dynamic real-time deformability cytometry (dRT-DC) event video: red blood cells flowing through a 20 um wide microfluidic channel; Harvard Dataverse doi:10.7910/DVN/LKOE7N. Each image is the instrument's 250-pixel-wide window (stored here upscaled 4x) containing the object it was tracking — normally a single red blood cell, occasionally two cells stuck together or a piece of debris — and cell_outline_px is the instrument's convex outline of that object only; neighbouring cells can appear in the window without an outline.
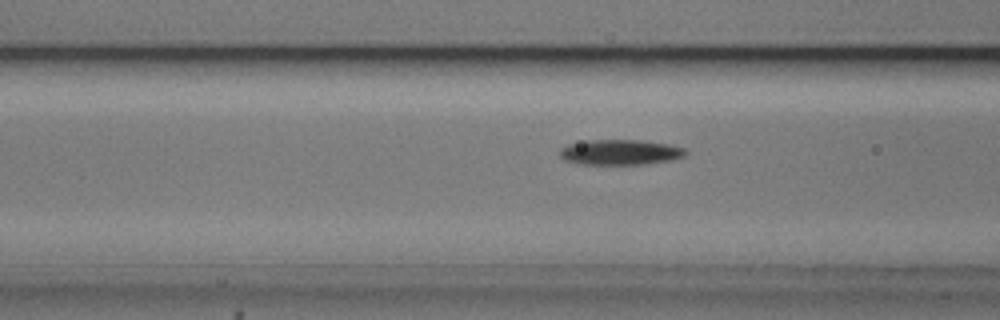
{"species": "common noctule bat (a hibernating species)", "species_latin": "Nyctalus noctula", "temperature_condition": "cold", "stored_images_in_passage": 54, "camera_frame_rate_fps": 3000, "um_per_image_px": 0.085, "animal": {"sex": "male", "body_mass_g": 20.5, "forearm_length_mm": 52.5}, "frame": {"image": 1, "passage_image": 21, "time_ms": 6.667, "image_size_px": [1000, 320], "cell_outline_px": [[688, 152], [684, 156], [668, 160], [640, 164], [580, 164], [564, 160], [560, 156], [560, 148], [568, 144], [588, 140], [640, 140], [668, 144], [684, 148]], "centroid_in_image_um": [52.68, 12.93], "position_along_channel_um": 113.9, "area_um2": 18.38}}
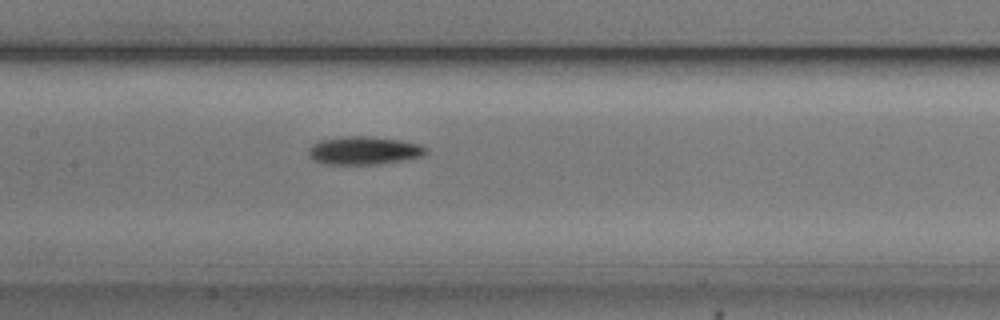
{"frame": {"image": 2, "passage_image": 26, "time_ms": 8.333, "image_size_px": [1000, 320], "cell_outline_px": [[428, 152], [424, 156], [404, 160], [380, 164], [324, 164], [312, 160], [308, 156], [308, 148], [312, 144], [320, 140], [344, 136], [372, 136], [400, 140], [420, 144], [428, 148]], "centroid_in_image_um": [30.94, 12.79], "position_along_channel_um": 176.5, "area_um2": 19.59}}
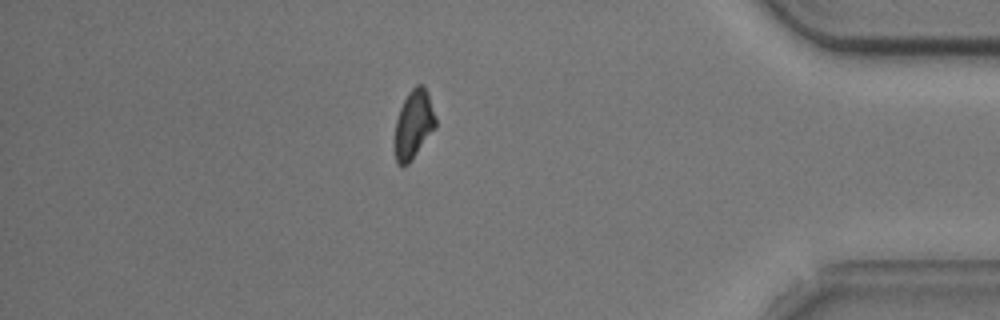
{"frame": {"image": 3, "passage_image": 47, "time_ms": 15.333, "image_size_px": [1000, 320], "cell_outline_px": [[436, 128], [412, 160], [404, 168], [400, 168], [396, 164], [396, 120], [400, 108], [408, 92], [416, 84], [424, 84], [428, 92], [436, 120]], "centroid_in_image_um": [35.17, 10.59], "position_along_channel_um": 400.0, "area_um2": 16.42}, "authors_computed_cell_mechanics": {"area_um2": 17.4845, "velocity_mm_per_s": 3.7302, "shape_relaxation_time_tau1_ms": 3.9762, "shape_relaxation_time_tau2_ms": null, "deformation_change_tau1": 0.1318, "deformation_change_tau2": null}}